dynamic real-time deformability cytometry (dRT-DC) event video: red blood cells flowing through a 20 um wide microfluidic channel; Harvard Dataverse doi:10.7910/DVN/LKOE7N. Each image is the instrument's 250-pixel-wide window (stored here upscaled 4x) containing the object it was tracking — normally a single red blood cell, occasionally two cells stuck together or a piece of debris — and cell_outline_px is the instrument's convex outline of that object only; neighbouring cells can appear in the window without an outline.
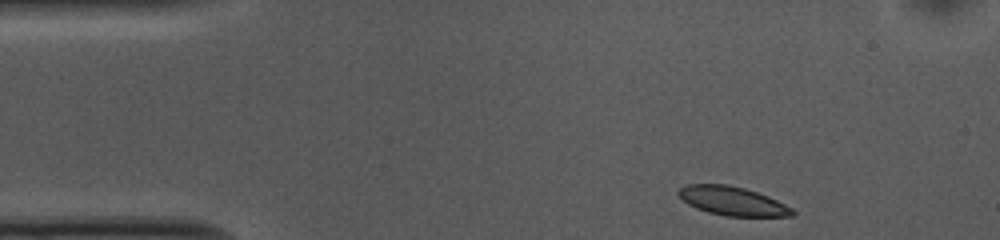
{"species": "common noctule bat (a hibernating species)", "species_latin": "Nyctalus noctula", "temperature_condition": "cold", "stored_images_in_passage": 42, "camera_frame_rate_fps": 3000, "um_per_image_px": 0.085, "animal": {"sex": "female", "body_mass_g": 10.0, "forearm_length_mm": 53.1}, "frame": {"image": 1, "passage_image": 1, "time_ms": 0.0, "image_size_px": [1000, 240], "cell_outline_px": [[796, 212], [792, 216], [724, 216], [708, 212], [696, 208], [688, 204], [676, 192], [680, 188], [688, 184], [728, 184], [744, 188], [768, 196], [792, 208]], "centroid_in_image_um": [62.25, 17.08], "position_along_channel_um": 22.7, "area_um2": 19.02}}
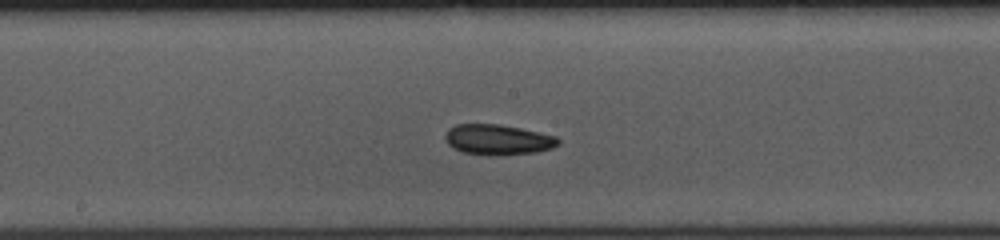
{"frame": {"image": 2, "passage_image": 21, "time_ms": 6.667, "image_size_px": [1000, 240], "cell_outline_px": [[560, 144], [552, 148], [536, 152], [464, 152], [452, 148], [444, 140], [444, 136], [448, 128], [456, 124], [500, 124], [540, 132], [556, 136], [560, 140]], "centroid_in_image_um": [42.31, 11.8], "position_along_channel_um": 205.9, "area_um2": 19.19}}
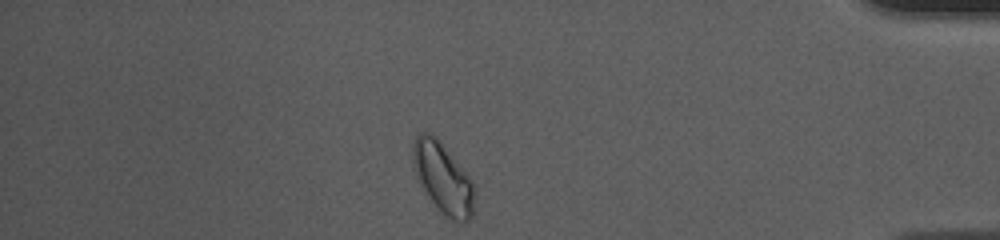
{"frame": {"image": 3, "passage_image": 40, "time_ms": 13.0, "image_size_px": [1000, 240], "cell_outline_px": [[472, 216], [468, 220], [460, 224], [452, 220], [428, 196], [416, 180], [412, 164], [412, 144], [416, 136], [420, 132], [432, 132], [440, 140], [472, 180]], "centroid_in_image_um": [37.59, 15.06], "position_along_channel_um": 397.6, "area_um2": 25.09}, "authors_computed_cell_mechanics": {"area_um2": 19.4497, "velocity_mm_per_s": 3.6615, "shape_relaxation_time_tau1_ms": 9.9497, "shape_relaxation_time_tau2_ms": null, "deformation_change_tau1": 0.1223, "deformation_change_tau2": null}}